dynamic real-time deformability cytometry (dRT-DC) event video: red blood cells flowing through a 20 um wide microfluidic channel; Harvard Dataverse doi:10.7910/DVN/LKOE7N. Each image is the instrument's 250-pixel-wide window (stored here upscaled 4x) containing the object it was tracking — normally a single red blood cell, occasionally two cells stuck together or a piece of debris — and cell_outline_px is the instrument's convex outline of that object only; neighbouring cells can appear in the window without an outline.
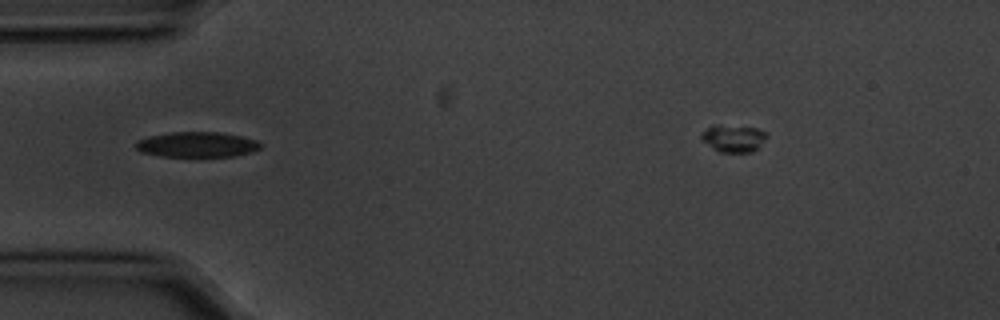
{"species": "common noctule bat (a hibernating species)", "species_latin": "Nyctalus noctula", "temperature_condition": "cold", "stored_images_in_passage": 7, "camera_frame_rate_fps": 3000, "um_per_image_px": 0.085, "animal": {"sex": "male", "body_mass_g": 20.1, "forearm_length_mm": 53.5}, "frame": {"image": 1, "passage_image": 5, "time_ms": 1.333, "image_size_px": [1000, 320], "cell_outline_px": [[260, 148], [252, 152], [232, 156], [160, 156], [140, 152], [132, 144], [136, 140], [148, 136], [172, 132], [220, 132], [240, 136], [256, 140], [260, 144]], "centroid_in_image_um": [16.67, 12.28], "position_along_channel_um": 68.3, "area_um2": 18.38}}
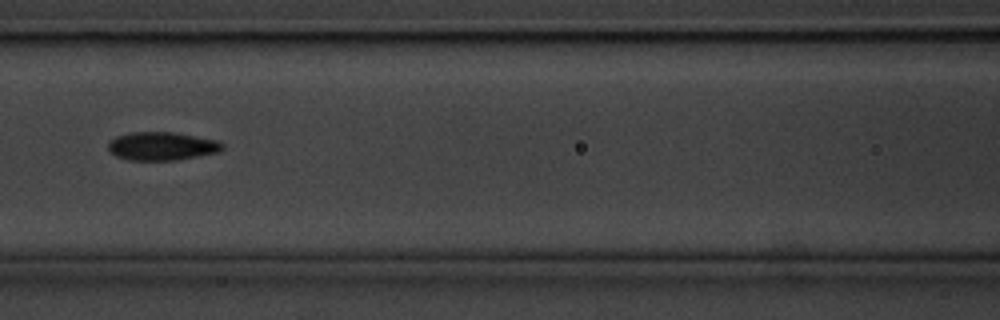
{"frame": {"image": 2, "passage_image": 7, "time_ms": 2.0, "image_size_px": [1000, 320], "cell_outline_px": [[224, 148], [216, 152], [176, 160], [128, 160], [116, 156], [108, 152], [108, 140], [116, 136], [128, 132], [176, 132], [216, 140], [224, 144]], "centroid_in_image_um": [13.69, 12.41], "position_along_channel_um": 152.9, "area_um2": 18.96}}